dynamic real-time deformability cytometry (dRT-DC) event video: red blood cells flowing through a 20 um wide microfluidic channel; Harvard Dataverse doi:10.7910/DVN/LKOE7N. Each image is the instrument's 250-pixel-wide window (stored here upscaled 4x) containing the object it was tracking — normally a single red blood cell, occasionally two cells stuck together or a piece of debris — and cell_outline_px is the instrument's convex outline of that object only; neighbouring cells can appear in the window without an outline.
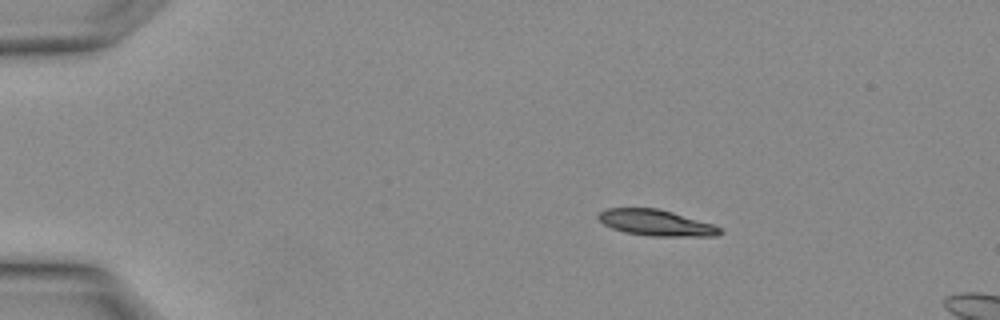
{"species": "Egyptian fruit bat (a non-hibernating species)", "species_latin": "Rousettus aegyptiacus", "temperature_condition": "warm", "stored_images_in_passage": 2, "camera_frame_rate_fps": 3000, "um_per_image_px": 0.085, "animal": {"sex": "female"}, "frame": {"image": 1, "passage_image": 1, "time_ms": 0.0, "image_size_px": [1000, 320], "cell_outline_px": [[724, 232], [716, 236], [652, 236], [624, 232], [612, 228], [604, 224], [596, 216], [600, 212], [608, 208], [656, 208], [672, 212], [712, 224], [724, 228]], "centroid_in_image_um": [55.79, 18.94], "position_along_channel_um": 29.2, "area_um2": 18.38}}